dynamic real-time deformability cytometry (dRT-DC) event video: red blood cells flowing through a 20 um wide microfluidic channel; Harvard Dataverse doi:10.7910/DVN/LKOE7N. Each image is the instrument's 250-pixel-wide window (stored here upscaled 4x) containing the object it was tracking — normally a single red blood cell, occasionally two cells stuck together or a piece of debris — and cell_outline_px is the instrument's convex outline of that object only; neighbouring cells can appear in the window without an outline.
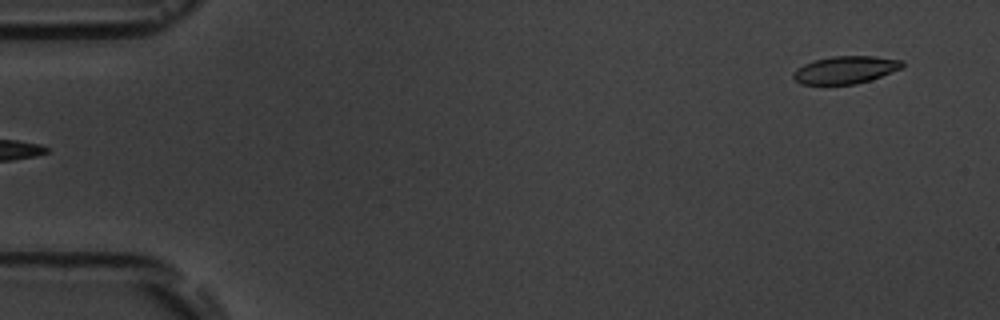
{"species": "common noctule bat (a hibernating species)", "species_latin": "Nyctalus noctula", "temperature_condition": "room temperature", "stored_images_in_passage": 4, "segment_of_instrument_passage": [2, 2], "camera_frame_rate_fps": 3000, "um_per_image_px": 0.085, "animal": {"sex": "male", "body_mass_g": 19.5, "forearm_length_mm": 54.6}, "frame": {"image": 1, "passage_image": 4, "time_ms": 4.667, "image_size_px": [1000, 320], "cell_outline_px": [[904, 68], [856, 84], [800, 84], [792, 76], [792, 72], [796, 68], [812, 60], [832, 56], [872, 56], [904, 60]], "centroid_in_image_um": [71.85, 5.92], "position_along_channel_um": 13.1, "area_um2": 17.57}}